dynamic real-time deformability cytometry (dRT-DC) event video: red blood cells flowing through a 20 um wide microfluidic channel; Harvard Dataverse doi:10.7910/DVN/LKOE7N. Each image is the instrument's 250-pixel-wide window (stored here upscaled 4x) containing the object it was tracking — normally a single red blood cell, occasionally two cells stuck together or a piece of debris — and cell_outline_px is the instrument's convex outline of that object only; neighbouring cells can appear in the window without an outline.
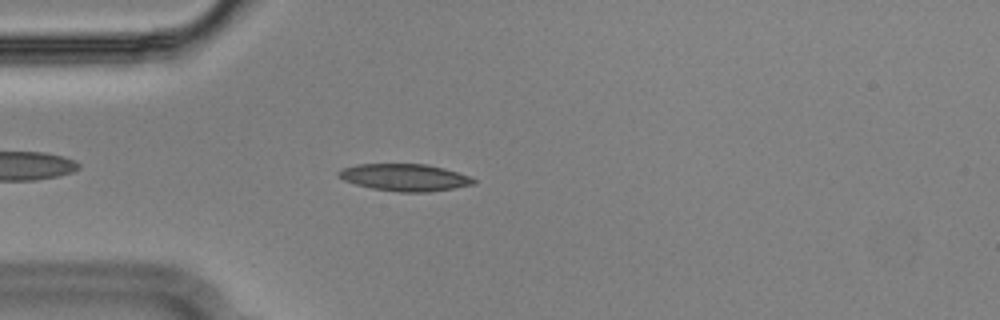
{"species": "Egyptian fruit bat (a non-hibernating species)", "species_latin": "Rousettus aegyptiacus", "temperature_condition": "cold", "stored_images_in_passage": 46, "camera_frame_rate_fps": 3000, "um_per_image_px": 0.085, "animal": {"sex": "male"}, "frame": {"image": 1, "passage_image": 6, "time_ms": 1.667, "image_size_px": [1000, 320], "cell_outline_px": [[476, 184], [428, 192], [400, 192], [372, 188], [356, 184], [344, 180], [336, 172], [344, 168], [356, 164], [424, 164], [444, 168], [468, 176], [476, 180]], "centroid_in_image_um": [34.4, 15.08], "position_along_channel_um": 50.6, "area_um2": 21.04}}
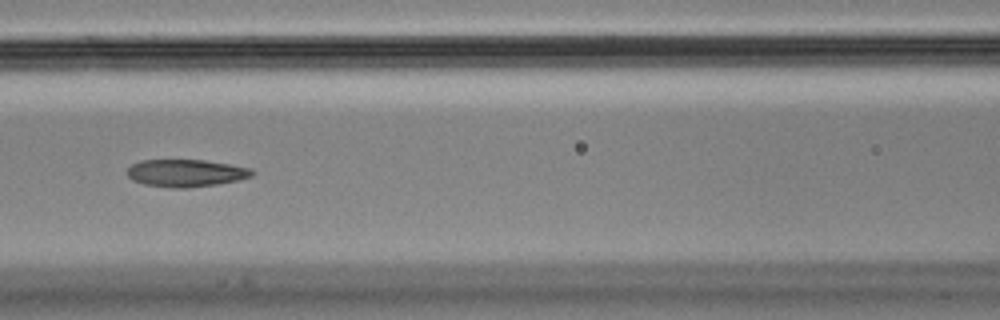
{"frame": {"image": 2, "passage_image": 15, "time_ms": 4.667, "image_size_px": [1000, 320], "cell_outline_px": [[256, 172], [252, 176], [236, 180], [216, 184], [188, 188], [172, 188], [144, 184], [132, 180], [128, 176], [128, 168], [132, 164], [140, 160], [204, 160], [252, 168]], "centroid_in_image_um": [15.8, 14.71], "position_along_channel_um": 150.8, "area_um2": 19.88}}
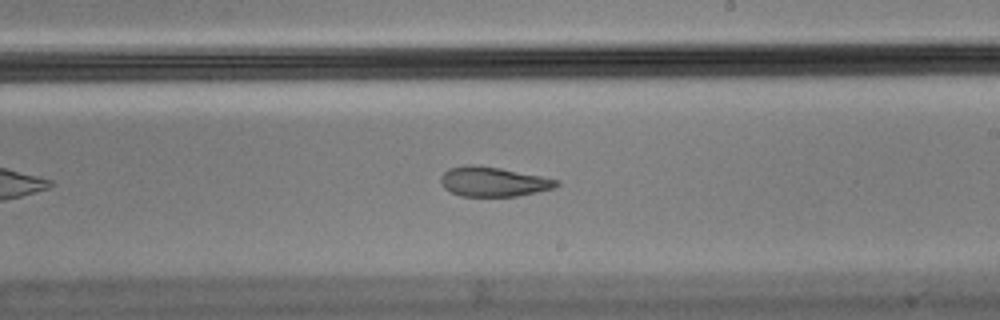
{"frame": {"image": 3, "passage_image": 23, "time_ms": 7.333, "image_size_px": [1000, 320], "cell_outline_px": [[560, 184], [556, 188], [516, 196], [460, 196], [444, 188], [440, 180], [440, 176], [448, 168], [468, 164], [476, 164], [500, 168], [560, 180]], "centroid_in_image_um": [41.92, 15.43], "position_along_channel_um": 247.1, "area_um2": 20.06}, "authors_computed_cell_mechanics": {"area_um2": 21.5305, "velocity_mm_per_s": 3.6239, "shape_relaxation_time_tau1_ms": null, "shape_relaxation_time_tau2_ms": 2.8902, "deformation_change_tau1": null, "deformation_change_tau2": 0.1033}}